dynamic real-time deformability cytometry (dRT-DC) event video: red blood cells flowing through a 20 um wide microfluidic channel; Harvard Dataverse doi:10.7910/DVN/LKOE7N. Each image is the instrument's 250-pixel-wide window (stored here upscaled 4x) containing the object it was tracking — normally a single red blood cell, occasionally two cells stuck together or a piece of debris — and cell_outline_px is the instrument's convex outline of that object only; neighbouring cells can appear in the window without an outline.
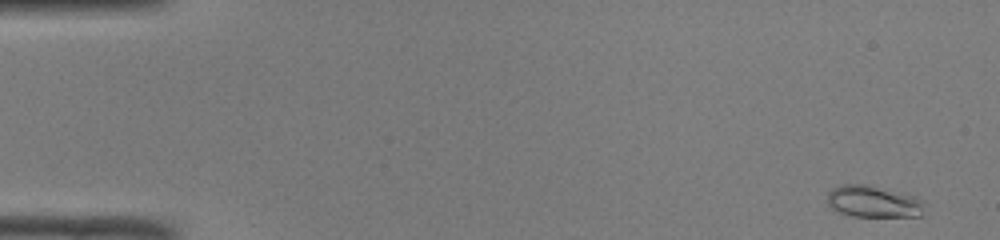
{"species": "common noctule bat (a hibernating species)", "species_latin": "Nyctalus noctula", "temperature_condition": "room temperature", "stored_images_in_passage": 49, "camera_frame_rate_fps": 3000, "um_per_image_px": 0.085, "animal": {"sex": "male", "body_mass_g": 19.0, "forearm_length_mm": 50.8}, "frame": {"image": 1, "passage_image": 1, "time_ms": 0.0, "image_size_px": [1000, 240], "cell_outline_px": [[924, 200], [920, 216], [852, 216], [840, 212], [832, 208], [828, 204], [828, 192], [832, 188], [840, 184], [868, 184], [916, 196]], "centroid_in_image_um": [74.22, 17.11], "position_along_channel_um": 10.8, "area_um2": 17.98}}
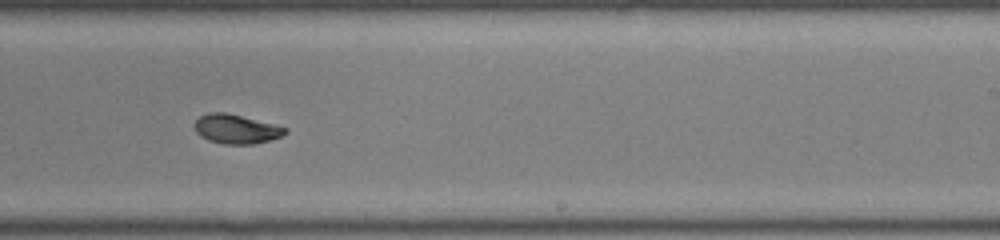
{"frame": {"image": 2, "passage_image": 30, "time_ms": 9.667, "image_size_px": [1000, 240], "cell_outline_px": [[288, 132], [284, 136], [256, 144], [224, 144], [208, 140], [200, 136], [196, 132], [192, 124], [200, 116], [208, 112], [224, 112], [288, 128]], "centroid_in_image_um": [20.06, 10.98], "position_along_channel_um": 268.9, "area_um2": 15.49}}
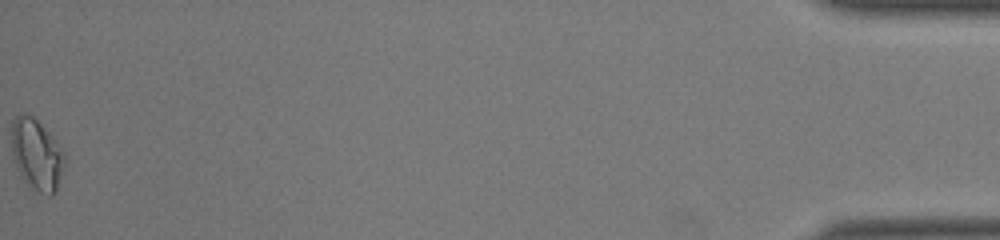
{"frame": {"image": 3, "passage_image": 49, "time_ms": 16.0, "image_size_px": [1000, 240], "cell_outline_px": [[68, 160], [56, 192], [52, 196], [48, 196], [28, 188], [20, 176], [12, 160], [12, 120], [16, 116], [32, 116], [60, 144]], "centroid_in_image_um": [3.16, 13.24], "position_along_channel_um": 432.0, "area_um2": 22.6}, "authors_computed_cell_mechanics": {"area_um2": 16.0106, "velocity_mm_per_s": 4.0997, "shape_relaxation_time_tau1_ms": 5.0017, "shape_relaxation_time_tau2_ms": 4.2365, "deformation_change_tau1": 0.1827, "deformation_change_tau2": 0.0444}}